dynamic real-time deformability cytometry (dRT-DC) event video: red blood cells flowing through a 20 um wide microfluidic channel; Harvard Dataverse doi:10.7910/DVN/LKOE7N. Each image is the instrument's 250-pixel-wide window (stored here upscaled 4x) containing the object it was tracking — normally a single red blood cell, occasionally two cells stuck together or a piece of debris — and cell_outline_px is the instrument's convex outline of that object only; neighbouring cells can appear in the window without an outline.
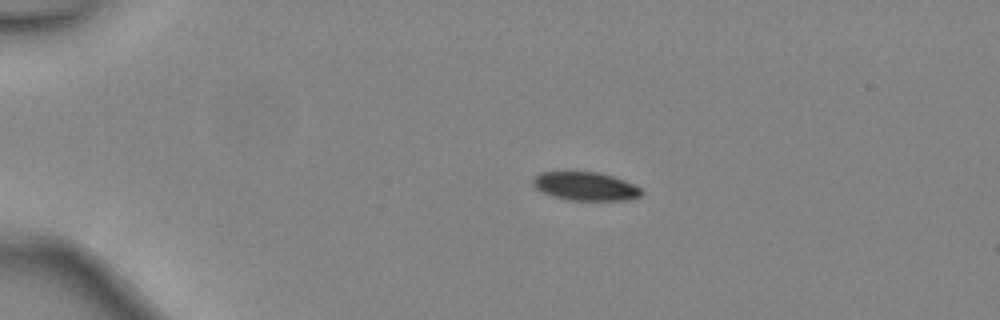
{"species": "common noctule bat (a hibernating species)", "species_latin": "Nyctalus noctula", "temperature_condition": "warm", "stored_images_in_passage": 5, "segment_of_instrument_passage": [1, 2], "camera_frame_rate_fps": 3000, "um_per_image_px": 0.085, "animal": {"sex": "female", "body_mass_g": 24.6, "forearm_length_mm": 56.2}, "frame": {"image": 1, "passage_image": 3, "time_ms": 0.667, "image_size_px": [1000, 320], "cell_outline_px": [[644, 192], [640, 196], [628, 200], [568, 200], [552, 196], [540, 192], [532, 184], [532, 176], [540, 172], [596, 172], [612, 176], [624, 180], [640, 188]], "centroid_in_image_um": [49.71, 15.84], "position_along_channel_um": 35.3, "area_um2": 18.09}}